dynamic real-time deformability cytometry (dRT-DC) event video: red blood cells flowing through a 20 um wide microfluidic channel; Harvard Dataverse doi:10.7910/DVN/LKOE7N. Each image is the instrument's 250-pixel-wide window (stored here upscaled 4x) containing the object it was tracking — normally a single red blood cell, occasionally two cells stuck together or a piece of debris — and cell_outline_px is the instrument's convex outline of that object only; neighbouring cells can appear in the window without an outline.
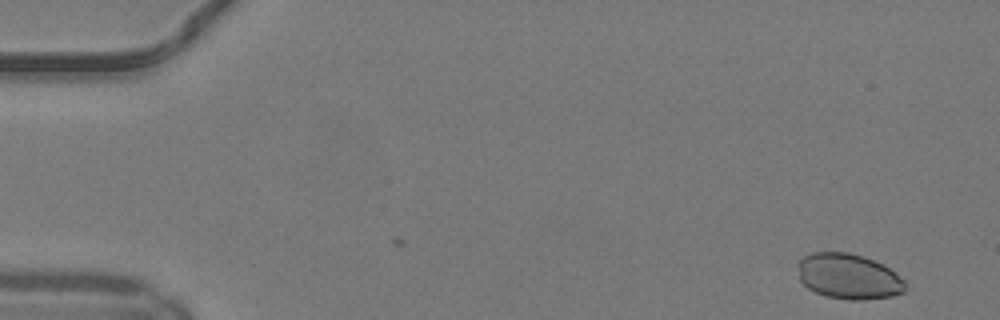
{"species": "common noctule bat (a hibernating species)", "species_latin": "Nyctalus noctula", "temperature_condition": "warm", "stored_images_in_passage": 48, "camera_frame_rate_fps": 3000, "um_per_image_px": 0.085, "animal": {"sex": "male", "body_mass_g": 19.2, "forearm_length_mm": 51.8}, "frame": {"image": 1, "passage_image": 1, "time_ms": 0.0, "image_size_px": [1000, 320], "cell_outline_px": [[904, 292], [892, 296], [864, 300], [848, 300], [824, 296], [808, 288], [800, 280], [796, 264], [804, 256], [812, 252], [848, 252], [864, 256], [884, 264], [904, 280]], "centroid_in_image_um": [72.11, 23.49], "position_along_channel_um": 12.9, "area_um2": 28.67}}